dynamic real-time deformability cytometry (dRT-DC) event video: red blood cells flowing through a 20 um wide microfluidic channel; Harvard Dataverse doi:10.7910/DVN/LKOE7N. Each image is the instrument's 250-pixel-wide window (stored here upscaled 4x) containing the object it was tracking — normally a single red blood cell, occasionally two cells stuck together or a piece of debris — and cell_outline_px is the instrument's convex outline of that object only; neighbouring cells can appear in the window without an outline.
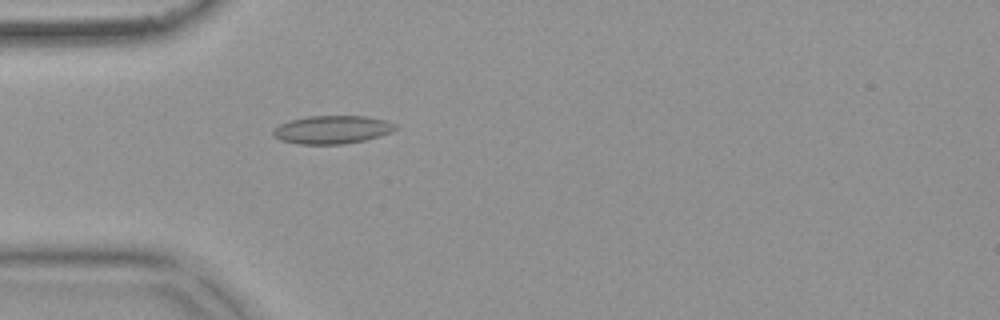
{"species": "common noctule bat (a hibernating species)", "species_latin": "Nyctalus noctula", "temperature_condition": "warm", "stored_images_in_passage": 54, "camera_frame_rate_fps": 3000, "um_per_image_px": 0.085, "animal": {"sex": "female", "body_mass_g": 18.4}, "frame": {"image": 1, "passage_image": 16, "time_ms": 5.0, "image_size_px": [1000, 320], "cell_outline_px": [[396, 128], [392, 132], [364, 140], [340, 144], [300, 144], [280, 140], [272, 132], [280, 124], [292, 120], [308, 116], [364, 116], [384, 120], [392, 124]], "centroid_in_image_um": [28.21, 11.02], "position_along_channel_um": 56.8, "area_um2": 19.59}}
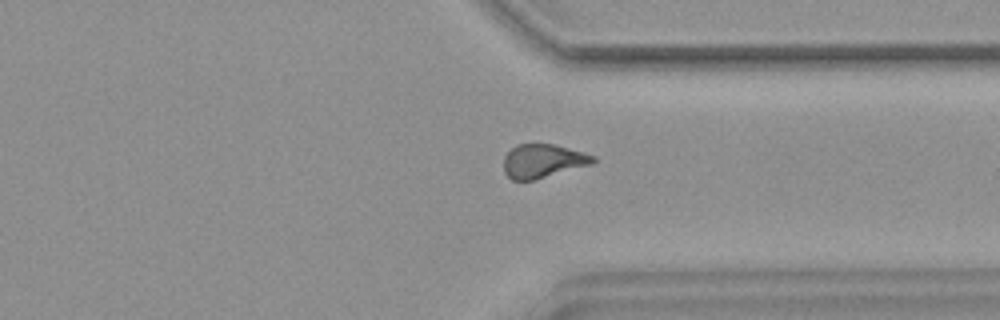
{"frame": {"image": 2, "passage_image": 41, "time_ms": 13.333, "image_size_px": [1000, 320], "cell_outline_px": [[596, 160], [592, 164], [532, 180], [512, 180], [504, 172], [504, 156], [516, 144], [552, 144], [584, 152], [596, 156]], "centroid_in_image_um": [46.14, 13.67], "position_along_channel_um": 365.3, "area_um2": 17.4}}
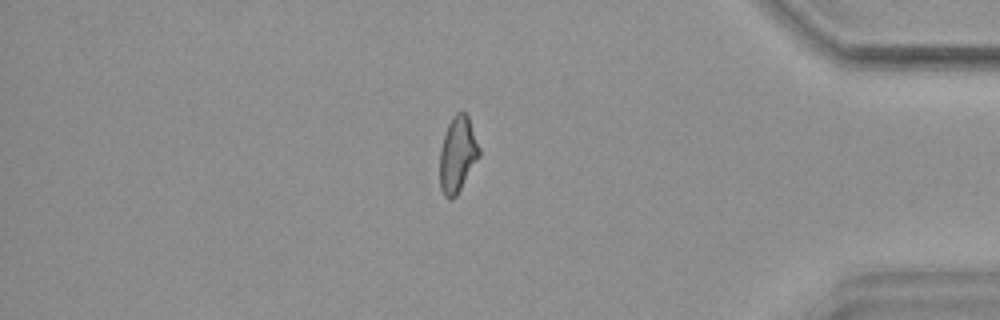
{"frame": {"image": 3, "passage_image": 46, "time_ms": 15.0, "image_size_px": [1000, 320], "cell_outline_px": [[480, 156], [456, 196], [452, 200], [448, 200], [444, 196], [440, 188], [440, 148], [448, 124], [452, 116], [456, 112], [464, 112], [468, 116], [480, 148]], "centroid_in_image_um": [38.89, 13.15], "position_along_channel_um": 396.3, "area_um2": 17.46}, "authors_computed_cell_mechanics": {"area_um2": 17.918, "velocity_mm_per_s": 3.761, "shape_relaxation_time_tau1_ms": null, "shape_relaxation_time_tau2_ms": 2.1406, "deformation_change_tau1": null, "deformation_change_tau2": 0.0791}}